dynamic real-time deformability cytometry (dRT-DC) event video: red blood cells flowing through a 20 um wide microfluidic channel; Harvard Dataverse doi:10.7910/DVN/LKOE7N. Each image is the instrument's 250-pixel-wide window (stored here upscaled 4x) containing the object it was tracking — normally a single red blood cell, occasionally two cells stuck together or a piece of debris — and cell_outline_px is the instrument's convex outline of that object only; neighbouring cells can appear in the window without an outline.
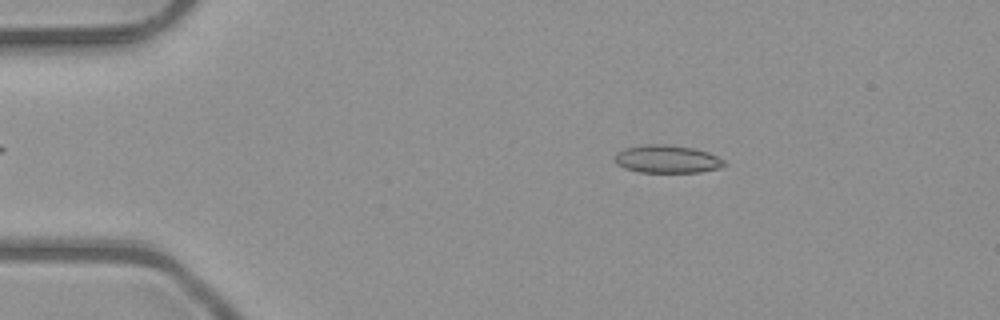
{"species": "common noctule bat (a hibernating species)", "species_latin": "Nyctalus noctula", "temperature_condition": "room temperature", "stored_images_in_passage": 51, "camera_frame_rate_fps": 3000, "um_per_image_px": 0.085, "animal": {"sex": "male", "body_mass_g": 23.1, "forearm_length_mm": 52.7}, "frame": {"image": 1, "passage_image": 9, "time_ms": 2.667, "image_size_px": [1000, 320], "cell_outline_px": [[728, 164], [720, 168], [700, 172], [640, 172], [624, 168], [616, 164], [616, 152], [624, 148], [648, 144], [668, 144], [692, 148], [708, 152], [724, 160]], "centroid_in_image_um": [56.72, 13.52], "position_along_channel_um": 28.3, "area_um2": 17.8}}
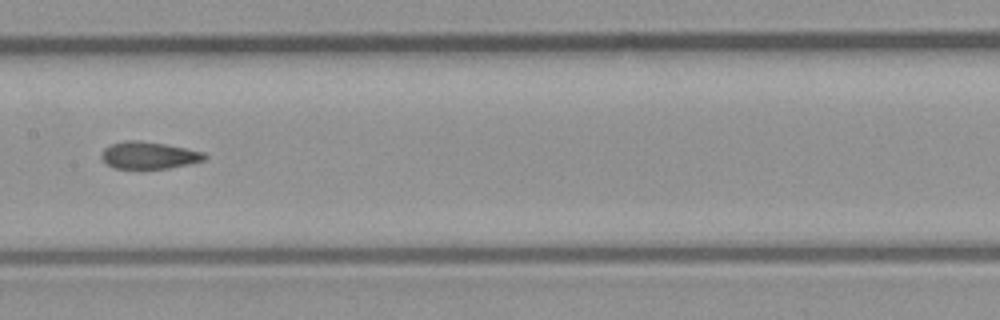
{"frame": {"image": 2, "passage_image": 26, "time_ms": 8.333, "image_size_px": [1000, 320], "cell_outline_px": [[208, 156], [204, 160], [188, 164], [168, 168], [112, 168], [104, 164], [100, 156], [104, 148], [112, 144], [128, 140], [140, 140], [164, 144], [204, 152]], "centroid_in_image_um": [12.61, 13.2], "position_along_channel_um": 194.8, "area_um2": 16.24}}
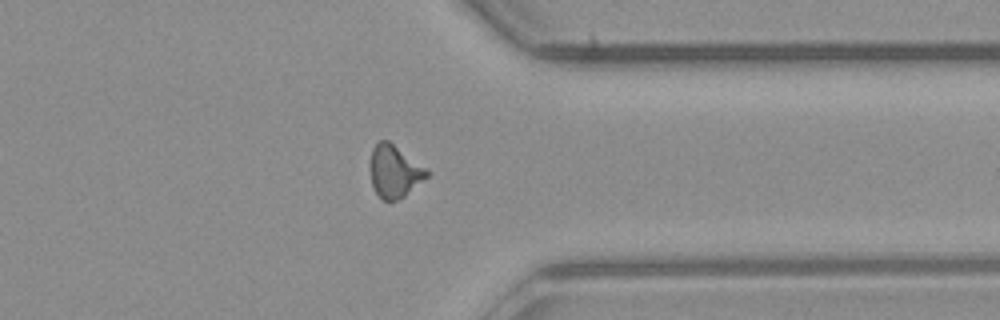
{"frame": {"image": 3, "passage_image": 40, "time_ms": 13.0, "image_size_px": [1000, 320], "cell_outline_px": [[432, 172], [428, 176], [404, 196], [396, 200], [384, 200], [376, 192], [372, 184], [368, 168], [372, 148], [380, 140], [388, 140]], "centroid_in_image_um": [33.51, 14.54], "position_along_channel_um": 377.9, "area_um2": 17.34}, "authors_computed_cell_mechanics": {"area_um2": 16.8198, "velocity_mm_per_s": 4.0513, "shape_relaxation_time_tau1_ms": null, "shape_relaxation_time_tau2_ms": 2.1679, "deformation_change_tau1": null, "deformation_change_tau2": 0.0702}}